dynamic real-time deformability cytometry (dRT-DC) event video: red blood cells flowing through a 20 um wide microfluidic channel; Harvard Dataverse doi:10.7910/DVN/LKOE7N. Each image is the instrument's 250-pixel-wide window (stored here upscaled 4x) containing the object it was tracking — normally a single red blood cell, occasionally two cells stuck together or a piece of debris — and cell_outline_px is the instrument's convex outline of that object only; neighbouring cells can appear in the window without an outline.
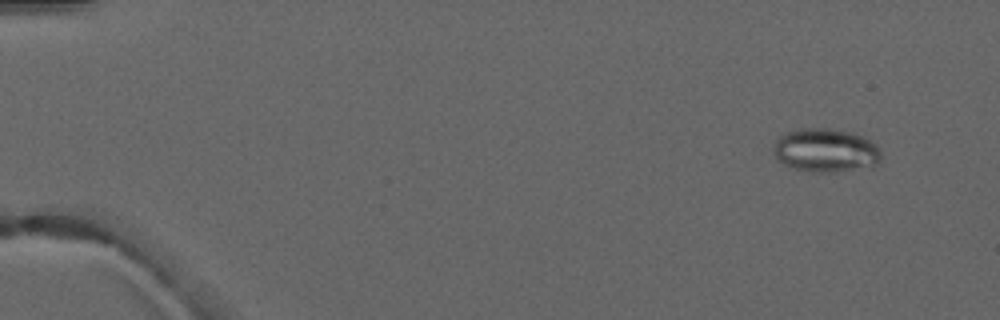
{"species": "common noctule bat (a hibernating species)", "species_latin": "Nyctalus noctula", "temperature_condition": "warm", "stored_images_in_passage": 5, "camera_frame_rate_fps": 3000, "um_per_image_px": 0.085, "animal": {"sex": "male", "forearm_length_mm": 52.5}, "frame": {"image": 1, "passage_image": 1, "time_ms": 0.0, "image_size_px": [1000, 320], "cell_outline_px": [[880, 160], [872, 168], [836, 172], [812, 172], [796, 168], [784, 164], [772, 152], [772, 148], [776, 140], [784, 132], [800, 128], [828, 128], [852, 132], [864, 136], [872, 140], [880, 148]], "centroid_in_image_um": [70.22, 12.77], "position_along_channel_um": 14.8, "area_um2": 27.86}}